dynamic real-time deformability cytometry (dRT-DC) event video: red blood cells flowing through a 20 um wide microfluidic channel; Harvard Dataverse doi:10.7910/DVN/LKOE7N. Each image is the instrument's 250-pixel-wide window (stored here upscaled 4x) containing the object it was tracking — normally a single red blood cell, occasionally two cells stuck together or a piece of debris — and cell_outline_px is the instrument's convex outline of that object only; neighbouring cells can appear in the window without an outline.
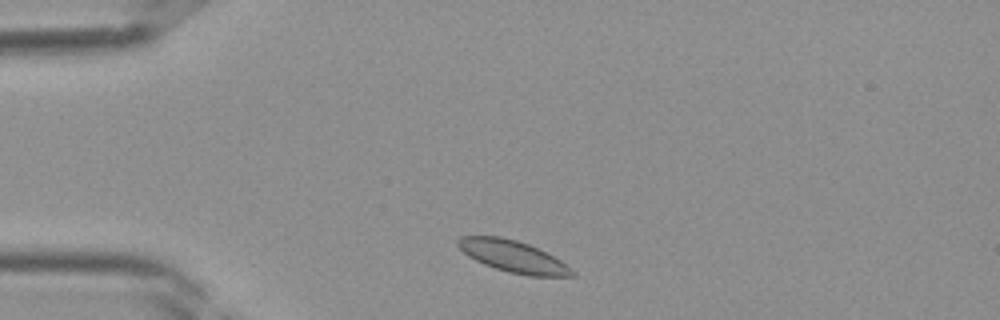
{"species": "Egyptian fruit bat (a non-hibernating species)", "species_latin": "Rousettus aegyptiacus", "temperature_condition": "room temperature", "stored_images_in_passage": 33, "camera_frame_rate_fps": 3000, "um_per_image_px": 0.085, "frame": {"image": 1, "passage_image": 2, "time_ms": 0.333, "image_size_px": [1000, 320], "cell_outline_px": [[576, 272], [572, 276], [528, 276], [508, 272], [484, 264], [468, 256], [456, 244], [456, 240], [460, 236], [500, 236], [516, 240], [528, 244], [560, 260], [572, 268]], "centroid_in_image_um": [43.59, 21.79], "position_along_channel_um": 41.4, "area_um2": 20.92}}
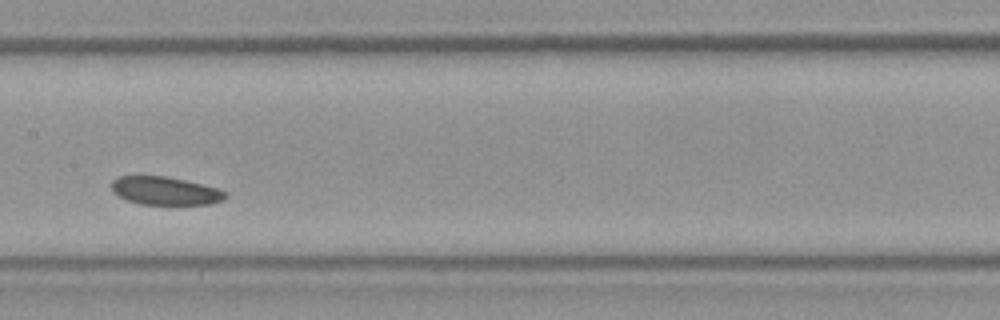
{"frame": {"image": 2, "passage_image": 13, "time_ms": 4.0, "image_size_px": [1000, 320], "cell_outline_px": [[228, 196], [224, 200], [208, 204], [140, 204], [128, 200], [112, 192], [112, 180], [120, 176], [164, 176], [184, 180], [216, 188], [228, 192]], "centroid_in_image_um": [14.05, 16.22], "position_along_channel_um": 193.3, "area_um2": 18.5}}
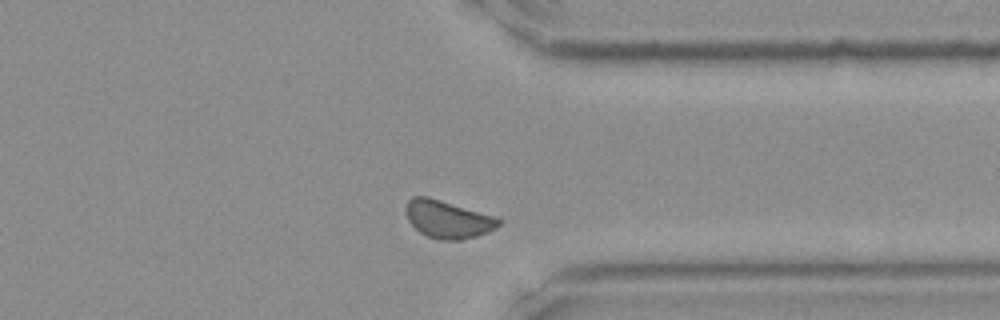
{"frame": {"image": 3, "passage_image": 24, "time_ms": 7.667, "image_size_px": [1000, 320], "cell_outline_px": [[500, 224], [496, 228], [488, 232], [476, 236], [460, 240], [436, 240], [420, 232], [408, 220], [408, 200], [412, 196], [428, 196], [496, 216], [500, 220]], "centroid_in_image_um": [38.1, 18.64], "position_along_channel_um": 373.3, "area_um2": 20.23}}